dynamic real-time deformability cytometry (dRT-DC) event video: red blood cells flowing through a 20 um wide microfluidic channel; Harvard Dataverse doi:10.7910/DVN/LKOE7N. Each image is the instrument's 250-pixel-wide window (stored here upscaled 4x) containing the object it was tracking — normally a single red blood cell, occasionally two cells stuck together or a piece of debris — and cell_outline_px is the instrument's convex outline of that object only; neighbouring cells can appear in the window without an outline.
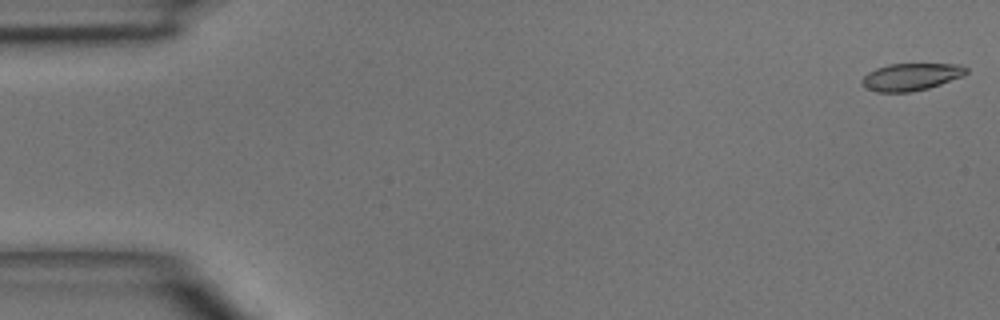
{"species": "common noctule bat (a hibernating species)", "species_latin": "Nyctalus noctula", "temperature_condition": "room temperature", "stored_images_in_passage": 6, "camera_frame_rate_fps": 3000, "um_per_image_px": 0.085, "animal": {"sex": "male", "body_mass_g": 15.6}, "frame": {"image": 1, "passage_image": 1, "time_ms": 0.0, "image_size_px": [1000, 320], "cell_outline_px": [[968, 72], [964, 76], [928, 88], [912, 92], [876, 92], [864, 88], [860, 84], [860, 80], [868, 72], [876, 68], [888, 64], [960, 64], [968, 68]], "centroid_in_image_um": [77.41, 6.54], "position_along_channel_um": 7.6, "area_um2": 16.82}}
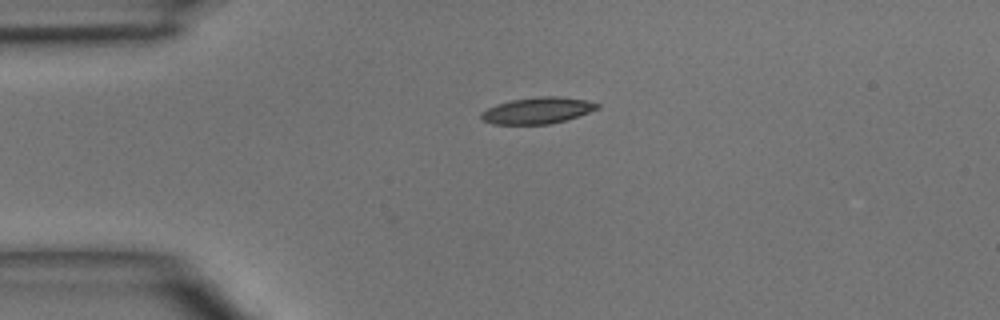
{"frame": {"image": 2, "passage_image": 4, "time_ms": 3.333, "image_size_px": [1000, 320], "cell_outline_px": [[600, 108], [564, 120], [548, 124], [492, 124], [480, 120], [480, 112], [496, 104], [512, 100], [544, 96], [556, 96], [584, 100], [600, 104]], "centroid_in_image_um": [45.63, 9.4], "position_along_channel_um": 39.4, "area_um2": 17.63}}